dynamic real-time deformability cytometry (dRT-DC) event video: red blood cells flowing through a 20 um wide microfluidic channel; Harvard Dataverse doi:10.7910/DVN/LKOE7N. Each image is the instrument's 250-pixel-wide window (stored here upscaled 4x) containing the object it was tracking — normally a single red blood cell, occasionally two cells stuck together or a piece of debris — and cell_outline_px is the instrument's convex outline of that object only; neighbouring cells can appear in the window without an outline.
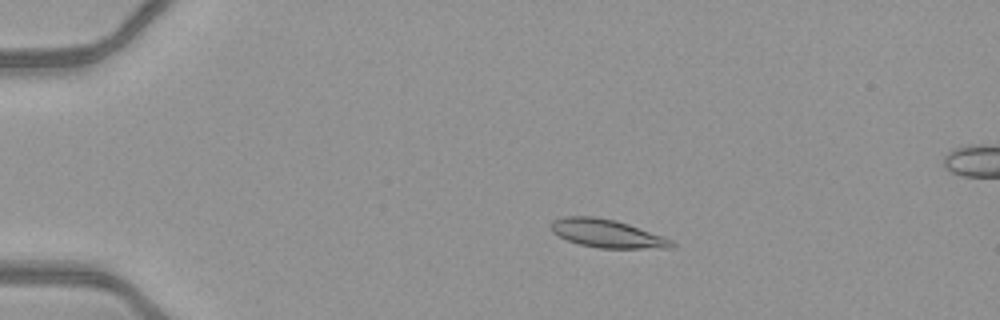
{"species": "common noctule bat (a hibernating species)", "species_latin": "Nyctalus noctula", "temperature_condition": "warm", "stored_images_in_passage": 52, "camera_frame_rate_fps": 3000, "um_per_image_px": 0.085, "animal": {"sex": "female", "body_mass_g": 21.9}, "frame": {"image": 1, "passage_image": 12, "time_ms": 3.667, "image_size_px": [1000, 320], "cell_outline_px": [[676, 248], [600, 248], [580, 244], [568, 240], [552, 232], [552, 220], [564, 216], [596, 216], [616, 220], [664, 236], [672, 240], [676, 244]], "centroid_in_image_um": [51.64, 19.84], "position_along_channel_um": 33.4, "area_um2": 19.83}}
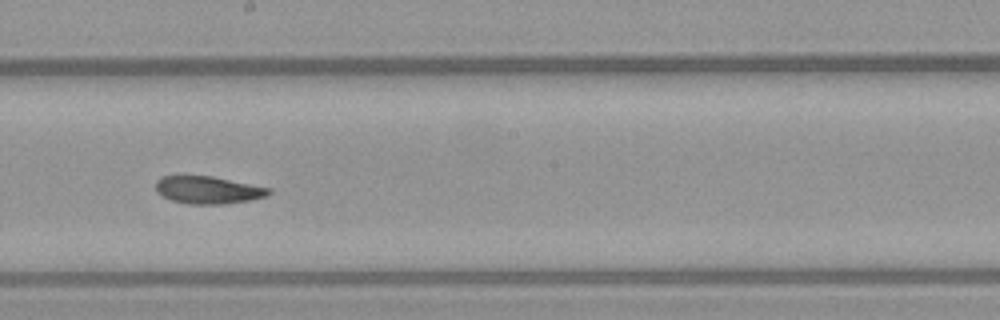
{"frame": {"image": 2, "passage_image": 31, "time_ms": 10.0, "image_size_px": [1000, 320], "cell_outline_px": [[272, 192], [268, 196], [248, 200], [224, 204], [188, 204], [172, 200], [156, 192], [156, 180], [160, 176], [212, 176], [272, 188]], "centroid_in_image_um": [17.7, 16.14], "position_along_channel_um": 230.5, "area_um2": 18.15}}
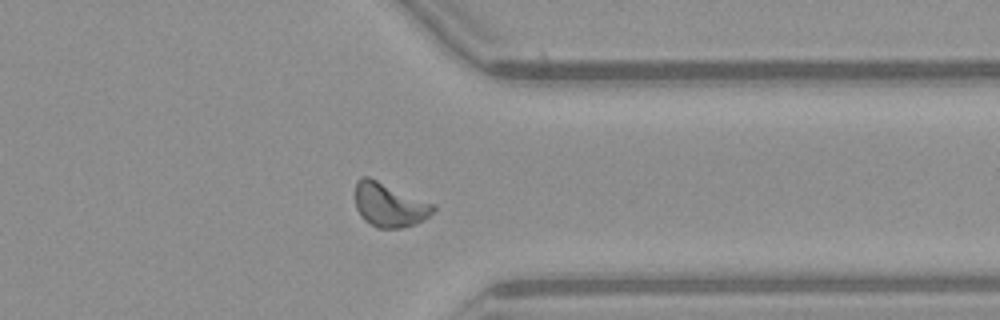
{"frame": {"image": 3, "passage_image": 42, "time_ms": 13.667, "image_size_px": [1000, 320], "cell_outline_px": [[436, 208], [428, 216], [416, 224], [400, 228], [376, 228], [364, 220], [360, 216], [356, 208], [356, 180], [360, 176], [368, 176], [436, 204]], "centroid_in_image_um": [33.09, 17.41], "position_along_channel_um": 378.3, "area_um2": 20.17}, "authors_computed_cell_mechanics": {"area_um2": 19.0451, "velocity_mm_per_s": 4.111, "shape_relaxation_time_tau1_ms": 5.7756, "shape_relaxation_time_tau2_ms": 3.1244, "deformation_change_tau1": 0.1732, "deformation_change_tau2": 0.0959}}